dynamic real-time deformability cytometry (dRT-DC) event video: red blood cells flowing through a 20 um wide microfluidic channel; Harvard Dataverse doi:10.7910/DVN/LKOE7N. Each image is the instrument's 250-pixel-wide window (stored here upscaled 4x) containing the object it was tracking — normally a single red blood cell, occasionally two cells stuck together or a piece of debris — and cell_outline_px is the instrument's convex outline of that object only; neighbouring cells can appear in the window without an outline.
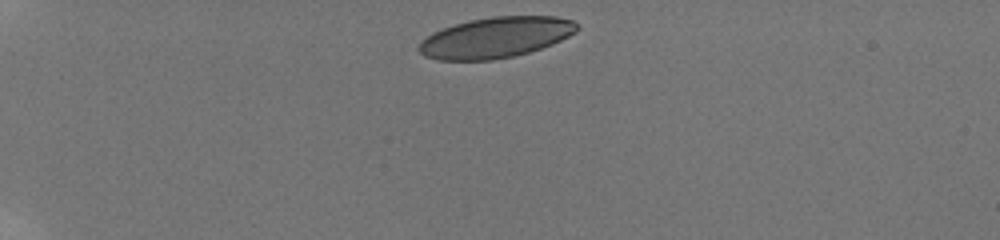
{"species": "human", "species_latin": "Homo sapiens", "temperature_condition": "room temperature", "stored_images_in_passage": 16, "camera_frame_rate_fps": 3000, "um_per_image_px": 0.085, "donor": {"sex": "male"}, "frame": {"image": 1, "passage_image": 1, "time_ms": 0.0, "image_size_px": [1000, 240], "cell_outline_px": [[580, 28], [576, 32], [552, 44], [528, 52], [512, 56], [492, 60], [436, 60], [424, 56], [416, 48], [420, 40], [432, 32], [456, 24], [472, 20], [492, 16], [556, 16], [572, 20], [580, 24]], "centroid_in_image_um": [42.12, 3.18], "position_along_channel_um": 42.9, "area_um2": 37.57}}
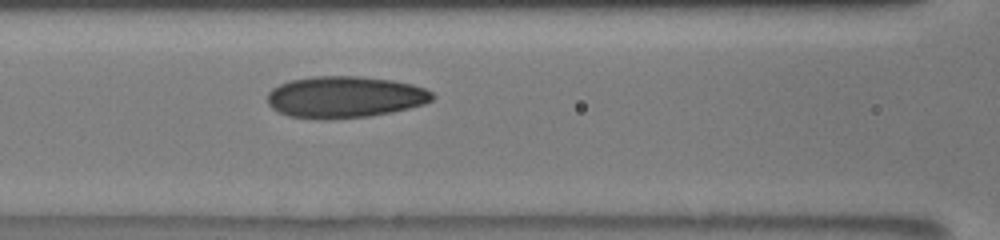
{"frame": {"image": 2, "passage_image": 13, "time_ms": 4.333, "image_size_px": [1000, 240], "cell_outline_px": [[436, 96], [432, 100], [424, 104], [392, 112], [372, 116], [328, 120], [320, 120], [288, 116], [272, 108], [268, 104], [268, 92], [272, 88], [280, 84], [292, 80], [312, 76], [360, 76], [392, 80], [412, 84], [424, 88], [432, 92]], "centroid_in_image_um": [29.31, 8.26], "position_along_channel_um": 137.3, "area_um2": 40.34}}
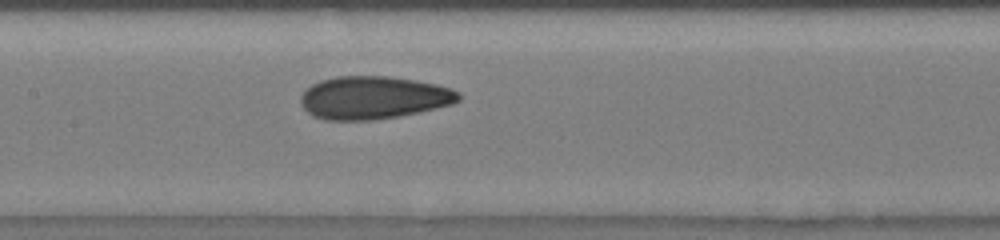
{"frame": {"image": 3, "passage_image": 16, "time_ms": 5.333, "image_size_px": [1000, 240], "cell_outline_px": [[460, 100], [452, 104], [436, 108], [400, 116], [372, 120], [324, 120], [312, 116], [300, 104], [300, 96], [312, 84], [320, 80], [336, 76], [388, 76], [416, 80], [436, 84], [452, 88], [460, 92]], "centroid_in_image_um": [31.75, 8.3], "position_along_channel_um": 175.7, "area_um2": 39.65}}